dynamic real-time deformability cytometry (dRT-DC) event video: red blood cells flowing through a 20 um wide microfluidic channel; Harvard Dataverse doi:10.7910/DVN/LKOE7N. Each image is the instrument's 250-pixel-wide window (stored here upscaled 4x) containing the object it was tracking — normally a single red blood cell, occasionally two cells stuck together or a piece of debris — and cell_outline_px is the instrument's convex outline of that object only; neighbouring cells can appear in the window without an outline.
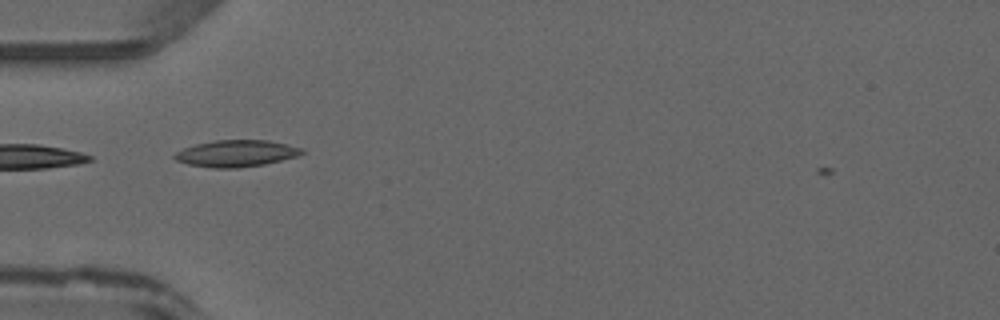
{"species": "common noctule bat (a hibernating species)", "species_latin": "Nyctalus noctula", "temperature_condition": "warm", "stored_images_in_passage": 35, "camera_frame_rate_fps": 3000, "um_per_image_px": 0.085, "animal": {"sex": "male", "forearm_length_mm": 52.5}, "frame": {"image": 1, "passage_image": 5, "time_ms": 1.333, "image_size_px": [1000, 320], "cell_outline_px": [[304, 152], [296, 156], [264, 164], [236, 168], [212, 168], [188, 164], [176, 160], [172, 156], [176, 152], [184, 148], [196, 144], [216, 140], [268, 140], [304, 148]], "centroid_in_image_um": [20.07, 13.04], "position_along_channel_um": 64.9, "area_um2": 19.65}}